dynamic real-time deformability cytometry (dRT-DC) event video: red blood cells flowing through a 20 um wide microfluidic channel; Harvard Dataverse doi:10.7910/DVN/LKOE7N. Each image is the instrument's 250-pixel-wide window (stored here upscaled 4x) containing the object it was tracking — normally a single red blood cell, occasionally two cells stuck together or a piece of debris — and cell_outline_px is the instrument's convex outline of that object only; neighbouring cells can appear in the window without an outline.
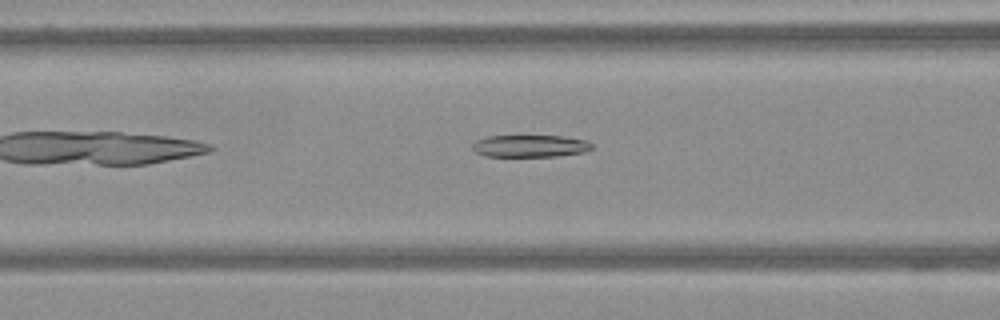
{"species": "Egyptian fruit bat (a non-hibernating species)", "species_latin": "Rousettus aegyptiacus", "temperature_condition": "warm", "stored_images_in_passage": 45, "camera_frame_rate_fps": 3000, "um_per_image_px": 0.085, "frame": {"image": 1, "passage_image": 8, "time_ms": 2.333, "image_size_px": [1000, 320], "cell_outline_px": [[592, 148], [584, 152], [556, 156], [484, 156], [476, 152], [472, 148], [472, 144], [476, 140], [488, 136], [564, 136], [588, 140], [592, 144]], "centroid_in_image_um": [45.06, 12.4], "position_along_channel_um": 121.5, "area_um2": 15.43}}
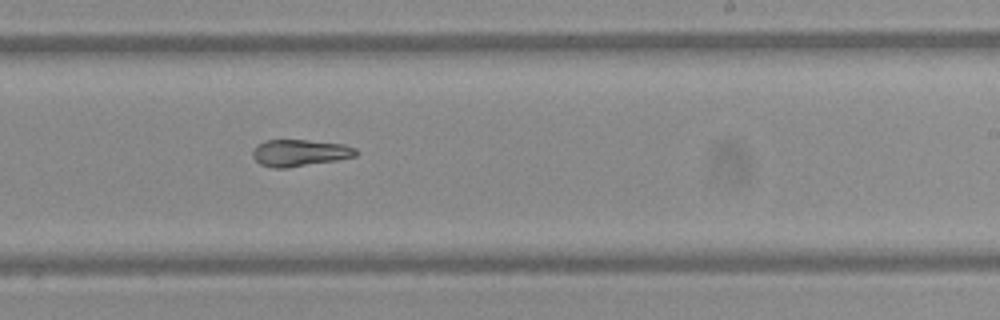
{"frame": {"image": 2, "passage_image": 21, "time_ms": 6.667, "image_size_px": [1000, 320], "cell_outline_px": [[356, 156], [336, 160], [284, 168], [272, 168], [260, 164], [252, 156], [252, 152], [256, 144], [264, 140], [308, 140], [344, 144], [356, 148]], "centroid_in_image_um": [25.44, 12.98], "position_along_channel_um": 263.6, "area_um2": 16.07}}
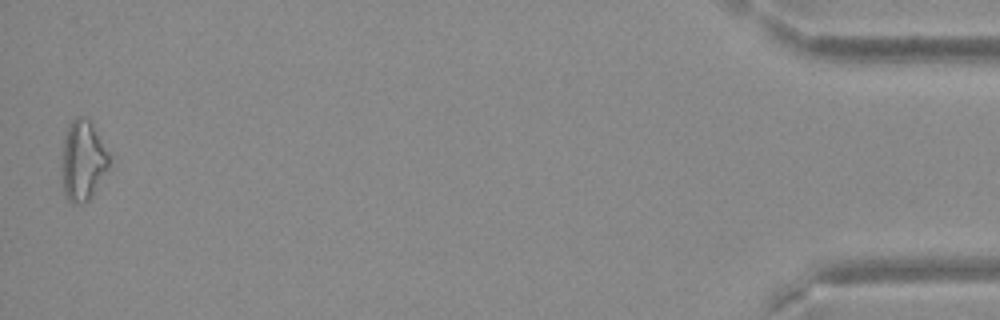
{"frame": {"image": 3, "passage_image": 44, "time_ms": 14.333, "image_size_px": [1000, 320], "cell_outline_px": [[112, 156], [108, 168], [88, 200], [84, 204], [72, 204], [68, 200], [64, 192], [60, 164], [64, 136], [72, 120], [76, 116], [84, 116], [92, 120]], "centroid_in_image_um": [7.05, 13.6], "position_along_channel_um": 428.2, "area_um2": 22.83}}